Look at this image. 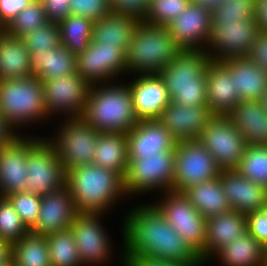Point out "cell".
<instances>
[{
    "label": "cell",
    "instance_id": "obj_1",
    "mask_svg": "<svg viewBox=\"0 0 267 266\" xmlns=\"http://www.w3.org/2000/svg\"><path fill=\"white\" fill-rule=\"evenodd\" d=\"M132 210L123 223L125 252L122 257L148 258L183 265L204 263L154 204Z\"/></svg>",
    "mask_w": 267,
    "mask_h": 266
},
{
    "label": "cell",
    "instance_id": "obj_2",
    "mask_svg": "<svg viewBox=\"0 0 267 266\" xmlns=\"http://www.w3.org/2000/svg\"><path fill=\"white\" fill-rule=\"evenodd\" d=\"M65 186L78 213L104 214L119 196L126 195L124 178L120 174L94 164L68 170Z\"/></svg>",
    "mask_w": 267,
    "mask_h": 266
},
{
    "label": "cell",
    "instance_id": "obj_3",
    "mask_svg": "<svg viewBox=\"0 0 267 266\" xmlns=\"http://www.w3.org/2000/svg\"><path fill=\"white\" fill-rule=\"evenodd\" d=\"M211 62L206 49H184L158 76L163 81L169 100L194 107L207 104L206 70Z\"/></svg>",
    "mask_w": 267,
    "mask_h": 266
},
{
    "label": "cell",
    "instance_id": "obj_4",
    "mask_svg": "<svg viewBox=\"0 0 267 266\" xmlns=\"http://www.w3.org/2000/svg\"><path fill=\"white\" fill-rule=\"evenodd\" d=\"M91 85L82 118L100 132L127 134L139 122L130 85Z\"/></svg>",
    "mask_w": 267,
    "mask_h": 266
},
{
    "label": "cell",
    "instance_id": "obj_5",
    "mask_svg": "<svg viewBox=\"0 0 267 266\" xmlns=\"http://www.w3.org/2000/svg\"><path fill=\"white\" fill-rule=\"evenodd\" d=\"M183 50L167 26L141 21L126 51L127 71L158 75Z\"/></svg>",
    "mask_w": 267,
    "mask_h": 266
},
{
    "label": "cell",
    "instance_id": "obj_6",
    "mask_svg": "<svg viewBox=\"0 0 267 266\" xmlns=\"http://www.w3.org/2000/svg\"><path fill=\"white\" fill-rule=\"evenodd\" d=\"M0 112L13 131L16 125L47 118L42 81L35 76L0 80Z\"/></svg>",
    "mask_w": 267,
    "mask_h": 266
},
{
    "label": "cell",
    "instance_id": "obj_7",
    "mask_svg": "<svg viewBox=\"0 0 267 266\" xmlns=\"http://www.w3.org/2000/svg\"><path fill=\"white\" fill-rule=\"evenodd\" d=\"M164 194L166 195L162 201L154 205L177 234L204 261L206 218L195 209L184 192L169 190Z\"/></svg>",
    "mask_w": 267,
    "mask_h": 266
},
{
    "label": "cell",
    "instance_id": "obj_8",
    "mask_svg": "<svg viewBox=\"0 0 267 266\" xmlns=\"http://www.w3.org/2000/svg\"><path fill=\"white\" fill-rule=\"evenodd\" d=\"M175 151L158 152L156 156H129L124 177L126 195L142 193L154 188L169 191L173 187Z\"/></svg>",
    "mask_w": 267,
    "mask_h": 266
},
{
    "label": "cell",
    "instance_id": "obj_9",
    "mask_svg": "<svg viewBox=\"0 0 267 266\" xmlns=\"http://www.w3.org/2000/svg\"><path fill=\"white\" fill-rule=\"evenodd\" d=\"M25 191L46 195L65 186L66 172L49 140L35 139L29 145Z\"/></svg>",
    "mask_w": 267,
    "mask_h": 266
},
{
    "label": "cell",
    "instance_id": "obj_10",
    "mask_svg": "<svg viewBox=\"0 0 267 266\" xmlns=\"http://www.w3.org/2000/svg\"><path fill=\"white\" fill-rule=\"evenodd\" d=\"M68 121V122H67ZM61 125L60 132L49 142L63 164L64 171L71 168L92 164L94 149L100 131L89 125L82 117L69 118Z\"/></svg>",
    "mask_w": 267,
    "mask_h": 266
},
{
    "label": "cell",
    "instance_id": "obj_11",
    "mask_svg": "<svg viewBox=\"0 0 267 266\" xmlns=\"http://www.w3.org/2000/svg\"><path fill=\"white\" fill-rule=\"evenodd\" d=\"M198 141L214 157L221 170H235L247 148L244 137L227 115H214Z\"/></svg>",
    "mask_w": 267,
    "mask_h": 266
},
{
    "label": "cell",
    "instance_id": "obj_12",
    "mask_svg": "<svg viewBox=\"0 0 267 266\" xmlns=\"http://www.w3.org/2000/svg\"><path fill=\"white\" fill-rule=\"evenodd\" d=\"M211 21V35L206 49L209 47V49L217 51L211 54L207 50L210 59L215 61L248 56L256 37L261 33L256 18Z\"/></svg>",
    "mask_w": 267,
    "mask_h": 266
},
{
    "label": "cell",
    "instance_id": "obj_13",
    "mask_svg": "<svg viewBox=\"0 0 267 266\" xmlns=\"http://www.w3.org/2000/svg\"><path fill=\"white\" fill-rule=\"evenodd\" d=\"M174 151L175 172L171 190L184 192L193 185L219 176L221 169L198 140L177 142Z\"/></svg>",
    "mask_w": 267,
    "mask_h": 266
},
{
    "label": "cell",
    "instance_id": "obj_14",
    "mask_svg": "<svg viewBox=\"0 0 267 266\" xmlns=\"http://www.w3.org/2000/svg\"><path fill=\"white\" fill-rule=\"evenodd\" d=\"M48 115L66 111L69 118H80L86 108L91 85L77 72L57 79L42 80ZM69 111V112H68ZM72 114V115H71Z\"/></svg>",
    "mask_w": 267,
    "mask_h": 266
},
{
    "label": "cell",
    "instance_id": "obj_15",
    "mask_svg": "<svg viewBox=\"0 0 267 266\" xmlns=\"http://www.w3.org/2000/svg\"><path fill=\"white\" fill-rule=\"evenodd\" d=\"M126 70V51L114 44L91 41L88 48L77 55L76 72L90 85L113 79Z\"/></svg>",
    "mask_w": 267,
    "mask_h": 266
},
{
    "label": "cell",
    "instance_id": "obj_16",
    "mask_svg": "<svg viewBox=\"0 0 267 266\" xmlns=\"http://www.w3.org/2000/svg\"><path fill=\"white\" fill-rule=\"evenodd\" d=\"M101 215L78 213L70 226L82 265L101 264L110 257V242L100 225Z\"/></svg>",
    "mask_w": 267,
    "mask_h": 266
},
{
    "label": "cell",
    "instance_id": "obj_17",
    "mask_svg": "<svg viewBox=\"0 0 267 266\" xmlns=\"http://www.w3.org/2000/svg\"><path fill=\"white\" fill-rule=\"evenodd\" d=\"M16 134L0 147V197L25 191L29 145L36 139Z\"/></svg>",
    "mask_w": 267,
    "mask_h": 266
},
{
    "label": "cell",
    "instance_id": "obj_18",
    "mask_svg": "<svg viewBox=\"0 0 267 266\" xmlns=\"http://www.w3.org/2000/svg\"><path fill=\"white\" fill-rule=\"evenodd\" d=\"M213 116L207 104L190 107L170 101L157 120L177 142H180L198 140Z\"/></svg>",
    "mask_w": 267,
    "mask_h": 266
},
{
    "label": "cell",
    "instance_id": "obj_19",
    "mask_svg": "<svg viewBox=\"0 0 267 266\" xmlns=\"http://www.w3.org/2000/svg\"><path fill=\"white\" fill-rule=\"evenodd\" d=\"M211 19L210 10L191 2L167 27L182 49L203 50L202 47L208 44L210 39Z\"/></svg>",
    "mask_w": 267,
    "mask_h": 266
},
{
    "label": "cell",
    "instance_id": "obj_20",
    "mask_svg": "<svg viewBox=\"0 0 267 266\" xmlns=\"http://www.w3.org/2000/svg\"><path fill=\"white\" fill-rule=\"evenodd\" d=\"M219 182L232 211L248 215L267 209V189L244 178L236 170H221Z\"/></svg>",
    "mask_w": 267,
    "mask_h": 266
},
{
    "label": "cell",
    "instance_id": "obj_21",
    "mask_svg": "<svg viewBox=\"0 0 267 266\" xmlns=\"http://www.w3.org/2000/svg\"><path fill=\"white\" fill-rule=\"evenodd\" d=\"M78 214L73 197L66 186L41 196L39 217L30 232L46 236L69 229Z\"/></svg>",
    "mask_w": 267,
    "mask_h": 266
},
{
    "label": "cell",
    "instance_id": "obj_22",
    "mask_svg": "<svg viewBox=\"0 0 267 266\" xmlns=\"http://www.w3.org/2000/svg\"><path fill=\"white\" fill-rule=\"evenodd\" d=\"M129 156H156L174 151L177 141L157 119H140L127 133Z\"/></svg>",
    "mask_w": 267,
    "mask_h": 266
},
{
    "label": "cell",
    "instance_id": "obj_23",
    "mask_svg": "<svg viewBox=\"0 0 267 266\" xmlns=\"http://www.w3.org/2000/svg\"><path fill=\"white\" fill-rule=\"evenodd\" d=\"M207 105L214 115H227L240 100L232 72L221 62L211 60L206 70Z\"/></svg>",
    "mask_w": 267,
    "mask_h": 266
},
{
    "label": "cell",
    "instance_id": "obj_24",
    "mask_svg": "<svg viewBox=\"0 0 267 266\" xmlns=\"http://www.w3.org/2000/svg\"><path fill=\"white\" fill-rule=\"evenodd\" d=\"M227 116L247 146H267V111L261 100H241Z\"/></svg>",
    "mask_w": 267,
    "mask_h": 266
},
{
    "label": "cell",
    "instance_id": "obj_25",
    "mask_svg": "<svg viewBox=\"0 0 267 266\" xmlns=\"http://www.w3.org/2000/svg\"><path fill=\"white\" fill-rule=\"evenodd\" d=\"M247 231V216L237 211L206 219L204 261ZM209 256V257H208Z\"/></svg>",
    "mask_w": 267,
    "mask_h": 266
},
{
    "label": "cell",
    "instance_id": "obj_26",
    "mask_svg": "<svg viewBox=\"0 0 267 266\" xmlns=\"http://www.w3.org/2000/svg\"><path fill=\"white\" fill-rule=\"evenodd\" d=\"M231 72L240 100H262L267 90V73L248 56L221 61Z\"/></svg>",
    "mask_w": 267,
    "mask_h": 266
},
{
    "label": "cell",
    "instance_id": "obj_27",
    "mask_svg": "<svg viewBox=\"0 0 267 266\" xmlns=\"http://www.w3.org/2000/svg\"><path fill=\"white\" fill-rule=\"evenodd\" d=\"M136 116L140 119H157L170 102L165 85L158 75H139L130 84Z\"/></svg>",
    "mask_w": 267,
    "mask_h": 266
},
{
    "label": "cell",
    "instance_id": "obj_28",
    "mask_svg": "<svg viewBox=\"0 0 267 266\" xmlns=\"http://www.w3.org/2000/svg\"><path fill=\"white\" fill-rule=\"evenodd\" d=\"M31 70L30 53L21 37L0 31V80L29 78Z\"/></svg>",
    "mask_w": 267,
    "mask_h": 266
},
{
    "label": "cell",
    "instance_id": "obj_29",
    "mask_svg": "<svg viewBox=\"0 0 267 266\" xmlns=\"http://www.w3.org/2000/svg\"><path fill=\"white\" fill-rule=\"evenodd\" d=\"M141 20L132 16L109 13L92 26V41L116 45L127 51Z\"/></svg>",
    "mask_w": 267,
    "mask_h": 266
},
{
    "label": "cell",
    "instance_id": "obj_30",
    "mask_svg": "<svg viewBox=\"0 0 267 266\" xmlns=\"http://www.w3.org/2000/svg\"><path fill=\"white\" fill-rule=\"evenodd\" d=\"M94 151L92 164L114 171L123 178L125 177L129 162L127 134L101 132Z\"/></svg>",
    "mask_w": 267,
    "mask_h": 266
},
{
    "label": "cell",
    "instance_id": "obj_31",
    "mask_svg": "<svg viewBox=\"0 0 267 266\" xmlns=\"http://www.w3.org/2000/svg\"><path fill=\"white\" fill-rule=\"evenodd\" d=\"M30 59L33 76L41 81L76 72L77 55L62 45L43 52H31Z\"/></svg>",
    "mask_w": 267,
    "mask_h": 266
},
{
    "label": "cell",
    "instance_id": "obj_32",
    "mask_svg": "<svg viewBox=\"0 0 267 266\" xmlns=\"http://www.w3.org/2000/svg\"><path fill=\"white\" fill-rule=\"evenodd\" d=\"M216 256L225 266H267V247L248 231L220 249Z\"/></svg>",
    "mask_w": 267,
    "mask_h": 266
},
{
    "label": "cell",
    "instance_id": "obj_33",
    "mask_svg": "<svg viewBox=\"0 0 267 266\" xmlns=\"http://www.w3.org/2000/svg\"><path fill=\"white\" fill-rule=\"evenodd\" d=\"M184 193L195 209L206 219L231 211L218 177L193 185Z\"/></svg>",
    "mask_w": 267,
    "mask_h": 266
},
{
    "label": "cell",
    "instance_id": "obj_34",
    "mask_svg": "<svg viewBox=\"0 0 267 266\" xmlns=\"http://www.w3.org/2000/svg\"><path fill=\"white\" fill-rule=\"evenodd\" d=\"M14 266H51L46 236L29 233L11 245Z\"/></svg>",
    "mask_w": 267,
    "mask_h": 266
},
{
    "label": "cell",
    "instance_id": "obj_35",
    "mask_svg": "<svg viewBox=\"0 0 267 266\" xmlns=\"http://www.w3.org/2000/svg\"><path fill=\"white\" fill-rule=\"evenodd\" d=\"M93 23L86 17L69 14L58 23L61 45L76 55L85 51L92 41Z\"/></svg>",
    "mask_w": 267,
    "mask_h": 266
},
{
    "label": "cell",
    "instance_id": "obj_36",
    "mask_svg": "<svg viewBox=\"0 0 267 266\" xmlns=\"http://www.w3.org/2000/svg\"><path fill=\"white\" fill-rule=\"evenodd\" d=\"M51 266H82L72 231L69 229L46 235Z\"/></svg>",
    "mask_w": 267,
    "mask_h": 266
},
{
    "label": "cell",
    "instance_id": "obj_37",
    "mask_svg": "<svg viewBox=\"0 0 267 266\" xmlns=\"http://www.w3.org/2000/svg\"><path fill=\"white\" fill-rule=\"evenodd\" d=\"M235 170L244 178L267 189V146H247Z\"/></svg>",
    "mask_w": 267,
    "mask_h": 266
},
{
    "label": "cell",
    "instance_id": "obj_38",
    "mask_svg": "<svg viewBox=\"0 0 267 266\" xmlns=\"http://www.w3.org/2000/svg\"><path fill=\"white\" fill-rule=\"evenodd\" d=\"M49 23L40 0H33L23 8L4 29L11 36L23 37L40 26Z\"/></svg>",
    "mask_w": 267,
    "mask_h": 266
},
{
    "label": "cell",
    "instance_id": "obj_39",
    "mask_svg": "<svg viewBox=\"0 0 267 266\" xmlns=\"http://www.w3.org/2000/svg\"><path fill=\"white\" fill-rule=\"evenodd\" d=\"M30 233V229L6 197H0V239L10 245Z\"/></svg>",
    "mask_w": 267,
    "mask_h": 266
},
{
    "label": "cell",
    "instance_id": "obj_40",
    "mask_svg": "<svg viewBox=\"0 0 267 266\" xmlns=\"http://www.w3.org/2000/svg\"><path fill=\"white\" fill-rule=\"evenodd\" d=\"M191 0H150L143 22L151 25L167 26L177 18Z\"/></svg>",
    "mask_w": 267,
    "mask_h": 266
},
{
    "label": "cell",
    "instance_id": "obj_41",
    "mask_svg": "<svg viewBox=\"0 0 267 266\" xmlns=\"http://www.w3.org/2000/svg\"><path fill=\"white\" fill-rule=\"evenodd\" d=\"M22 38L29 53L43 52L46 49L58 48L61 45L59 25L55 22L40 26Z\"/></svg>",
    "mask_w": 267,
    "mask_h": 266
},
{
    "label": "cell",
    "instance_id": "obj_42",
    "mask_svg": "<svg viewBox=\"0 0 267 266\" xmlns=\"http://www.w3.org/2000/svg\"><path fill=\"white\" fill-rule=\"evenodd\" d=\"M257 0H224L212 12L211 20L256 18Z\"/></svg>",
    "mask_w": 267,
    "mask_h": 266
},
{
    "label": "cell",
    "instance_id": "obj_43",
    "mask_svg": "<svg viewBox=\"0 0 267 266\" xmlns=\"http://www.w3.org/2000/svg\"><path fill=\"white\" fill-rule=\"evenodd\" d=\"M25 225L31 229L37 222L41 206V196L27 191L6 196Z\"/></svg>",
    "mask_w": 267,
    "mask_h": 266
},
{
    "label": "cell",
    "instance_id": "obj_44",
    "mask_svg": "<svg viewBox=\"0 0 267 266\" xmlns=\"http://www.w3.org/2000/svg\"><path fill=\"white\" fill-rule=\"evenodd\" d=\"M111 13L109 0H71L70 14L91 19L93 22Z\"/></svg>",
    "mask_w": 267,
    "mask_h": 266
},
{
    "label": "cell",
    "instance_id": "obj_45",
    "mask_svg": "<svg viewBox=\"0 0 267 266\" xmlns=\"http://www.w3.org/2000/svg\"><path fill=\"white\" fill-rule=\"evenodd\" d=\"M150 0H109L111 13L145 18Z\"/></svg>",
    "mask_w": 267,
    "mask_h": 266
},
{
    "label": "cell",
    "instance_id": "obj_46",
    "mask_svg": "<svg viewBox=\"0 0 267 266\" xmlns=\"http://www.w3.org/2000/svg\"><path fill=\"white\" fill-rule=\"evenodd\" d=\"M247 216V231L267 247V209Z\"/></svg>",
    "mask_w": 267,
    "mask_h": 266
},
{
    "label": "cell",
    "instance_id": "obj_47",
    "mask_svg": "<svg viewBox=\"0 0 267 266\" xmlns=\"http://www.w3.org/2000/svg\"><path fill=\"white\" fill-rule=\"evenodd\" d=\"M49 22L59 23L70 14L71 0H40Z\"/></svg>",
    "mask_w": 267,
    "mask_h": 266
},
{
    "label": "cell",
    "instance_id": "obj_48",
    "mask_svg": "<svg viewBox=\"0 0 267 266\" xmlns=\"http://www.w3.org/2000/svg\"><path fill=\"white\" fill-rule=\"evenodd\" d=\"M31 1L33 0H0V29L4 30Z\"/></svg>",
    "mask_w": 267,
    "mask_h": 266
},
{
    "label": "cell",
    "instance_id": "obj_49",
    "mask_svg": "<svg viewBox=\"0 0 267 266\" xmlns=\"http://www.w3.org/2000/svg\"><path fill=\"white\" fill-rule=\"evenodd\" d=\"M248 57L267 73V33L256 37Z\"/></svg>",
    "mask_w": 267,
    "mask_h": 266
},
{
    "label": "cell",
    "instance_id": "obj_50",
    "mask_svg": "<svg viewBox=\"0 0 267 266\" xmlns=\"http://www.w3.org/2000/svg\"><path fill=\"white\" fill-rule=\"evenodd\" d=\"M123 266H201L203 264L196 265H183L177 262L159 261L148 258H123Z\"/></svg>",
    "mask_w": 267,
    "mask_h": 266
},
{
    "label": "cell",
    "instance_id": "obj_51",
    "mask_svg": "<svg viewBox=\"0 0 267 266\" xmlns=\"http://www.w3.org/2000/svg\"><path fill=\"white\" fill-rule=\"evenodd\" d=\"M256 20L260 31L267 33V0H257Z\"/></svg>",
    "mask_w": 267,
    "mask_h": 266
},
{
    "label": "cell",
    "instance_id": "obj_52",
    "mask_svg": "<svg viewBox=\"0 0 267 266\" xmlns=\"http://www.w3.org/2000/svg\"><path fill=\"white\" fill-rule=\"evenodd\" d=\"M8 124L3 119L0 112V147L9 142L16 134L13 133Z\"/></svg>",
    "mask_w": 267,
    "mask_h": 266
},
{
    "label": "cell",
    "instance_id": "obj_53",
    "mask_svg": "<svg viewBox=\"0 0 267 266\" xmlns=\"http://www.w3.org/2000/svg\"><path fill=\"white\" fill-rule=\"evenodd\" d=\"M11 255V245L0 239V264L6 262L10 259Z\"/></svg>",
    "mask_w": 267,
    "mask_h": 266
},
{
    "label": "cell",
    "instance_id": "obj_54",
    "mask_svg": "<svg viewBox=\"0 0 267 266\" xmlns=\"http://www.w3.org/2000/svg\"><path fill=\"white\" fill-rule=\"evenodd\" d=\"M223 1L224 0H191L193 4L206 8L211 12Z\"/></svg>",
    "mask_w": 267,
    "mask_h": 266
},
{
    "label": "cell",
    "instance_id": "obj_55",
    "mask_svg": "<svg viewBox=\"0 0 267 266\" xmlns=\"http://www.w3.org/2000/svg\"><path fill=\"white\" fill-rule=\"evenodd\" d=\"M261 101H262V104H263L264 108L267 111V90L265 91V93H264L263 98H262Z\"/></svg>",
    "mask_w": 267,
    "mask_h": 266
},
{
    "label": "cell",
    "instance_id": "obj_56",
    "mask_svg": "<svg viewBox=\"0 0 267 266\" xmlns=\"http://www.w3.org/2000/svg\"><path fill=\"white\" fill-rule=\"evenodd\" d=\"M0 266H14L12 259L10 258L6 262L0 264Z\"/></svg>",
    "mask_w": 267,
    "mask_h": 266
}]
</instances>
